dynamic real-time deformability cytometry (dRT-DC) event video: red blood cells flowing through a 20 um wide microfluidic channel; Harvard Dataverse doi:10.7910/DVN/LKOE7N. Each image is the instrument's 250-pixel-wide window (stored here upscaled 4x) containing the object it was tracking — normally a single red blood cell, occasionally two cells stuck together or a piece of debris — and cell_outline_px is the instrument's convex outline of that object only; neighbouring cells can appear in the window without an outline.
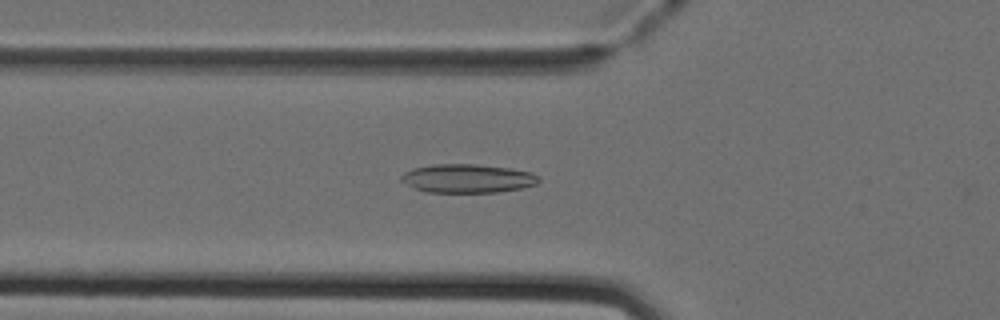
{"species": "Egyptian fruit bat (a non-hibernating species)", "species_latin": "Rousettus aegyptiacus", "temperature_condition": "cold", "stored_images_in_passage": 50, "camera_frame_rate_fps": 3000, "um_per_image_px": 0.085, "animal": {"sex": "female"}, "frame": {"image": 1, "passage_image": 18, "time_ms": 5.667, "image_size_px": [1000, 320], "cell_outline_px": [[540, 180], [536, 184], [524, 188], [496, 192], [424, 192], [400, 180], [400, 176], [404, 172], [412, 168], [432, 164], [476, 164], [512, 168], [532, 172], [540, 176]], "centroid_in_image_um": [39.77, 15.16], "position_along_channel_um": 86.0, "area_um2": 23.18}}
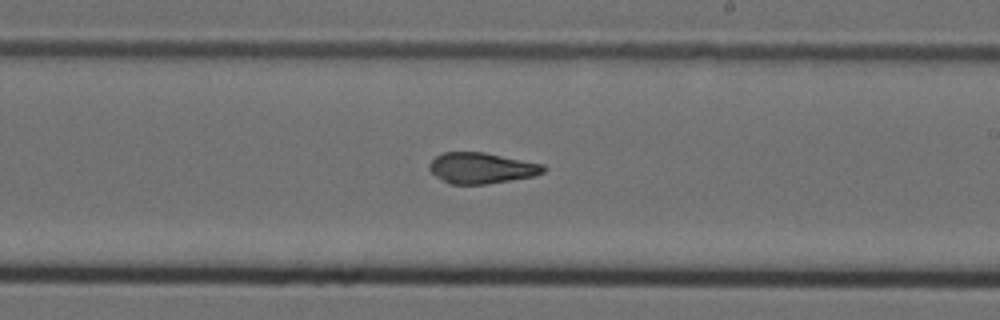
{"frame": {"image": 2, "passage_image": 30, "time_ms": 9.667, "image_size_px": [1000, 320], "cell_outline_px": [[548, 168], [544, 172], [532, 176], [488, 184], [448, 184], [436, 176], [428, 168], [428, 164], [436, 156], [444, 152], [484, 152], [544, 164]], "centroid_in_image_um": [40.93, 14.28], "position_along_channel_um": 248.1, "area_um2": 20.58}}
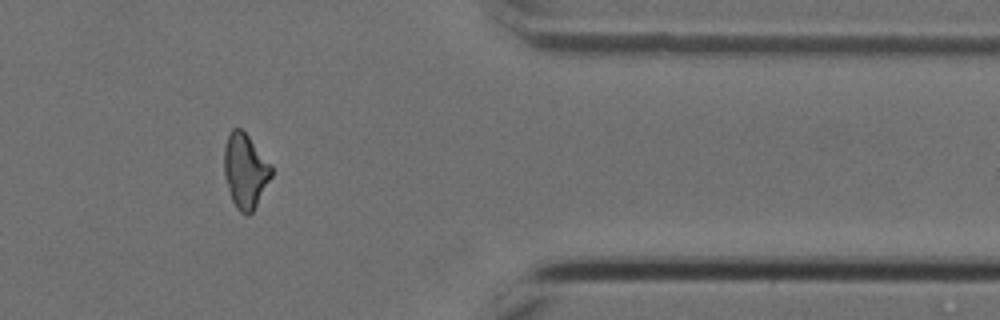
{"frame": {"image": 3, "passage_image": 42, "time_ms": 13.667, "image_size_px": [1000, 320], "cell_outline_px": [[272, 176], [252, 212], [248, 216], [244, 216], [236, 208], [232, 200], [224, 176], [224, 148], [228, 132], [232, 128], [240, 128], [248, 136], [272, 164]], "centroid_in_image_um": [20.84, 14.52], "position_along_channel_um": 390.6, "area_um2": 20.63}, "authors_computed_cell_mechanics": {"area_um2": 20.9525, "velocity_mm_per_s": 4.0172, "shape_relaxation_time_tau1_ms": null, "shape_relaxation_time_tau2_ms": 2.1715, "deformation_change_tau1": null, "deformation_change_tau2": 0.0792}}